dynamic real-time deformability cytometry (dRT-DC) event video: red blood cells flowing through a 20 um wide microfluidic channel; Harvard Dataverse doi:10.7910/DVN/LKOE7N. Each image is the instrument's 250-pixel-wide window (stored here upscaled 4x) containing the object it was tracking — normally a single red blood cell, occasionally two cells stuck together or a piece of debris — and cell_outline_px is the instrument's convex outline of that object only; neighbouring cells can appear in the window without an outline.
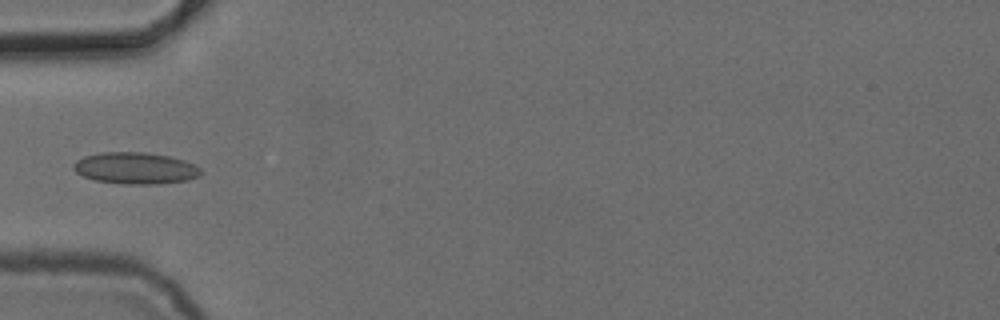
{"species": "common noctule bat (a hibernating species)", "species_latin": "Nyctalus noctula", "temperature_condition": "cold", "stored_images_in_passage": 6, "camera_frame_rate_fps": 3000, "um_per_image_px": 0.085, "animal": {"sex": "female", "body_mass_g": 24.6, "forearm_length_mm": 56.2}, "frame": {"image": 1, "passage_image": 5, "time_ms": 5.0, "image_size_px": [1000, 320], "cell_outline_px": [[200, 176], [188, 180], [156, 184], [124, 184], [96, 180], [84, 176], [76, 172], [72, 168], [72, 164], [76, 160], [84, 156], [100, 152], [144, 152], [168, 156], [184, 160], [200, 168]], "centroid_in_image_um": [11.48, 14.29], "position_along_channel_um": 73.5, "area_um2": 23.41}}
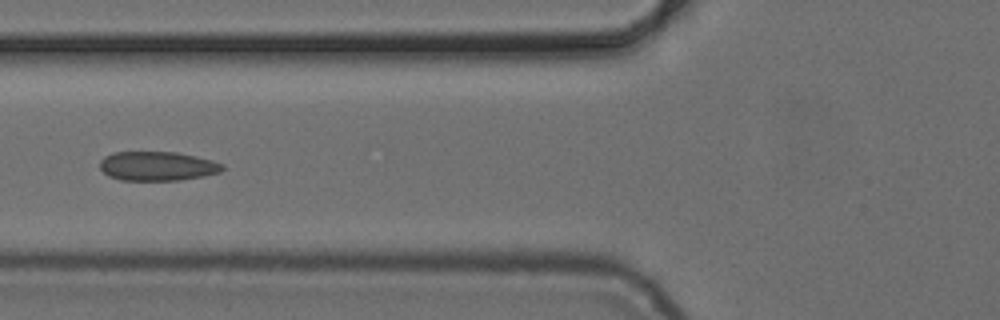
{"frame": {"image": 2, "passage_image": 6, "time_ms": 6.0, "image_size_px": [1000, 320], "cell_outline_px": [[224, 168], [220, 172], [204, 176], [180, 180], [120, 180], [108, 176], [100, 168], [100, 160], [104, 156], [112, 152], [176, 152], [196, 156], [212, 160], [224, 164]], "centroid_in_image_um": [13.37, 14.11], "position_along_channel_um": 112.4, "area_um2": 20.98}}